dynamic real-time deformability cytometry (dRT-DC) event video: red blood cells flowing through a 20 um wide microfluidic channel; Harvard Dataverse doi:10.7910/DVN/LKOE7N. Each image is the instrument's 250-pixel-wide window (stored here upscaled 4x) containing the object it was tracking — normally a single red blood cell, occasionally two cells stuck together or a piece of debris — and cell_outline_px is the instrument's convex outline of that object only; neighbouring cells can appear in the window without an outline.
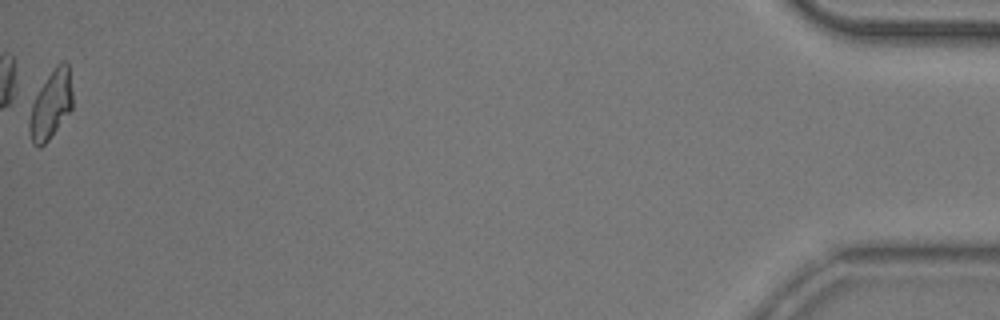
{"species": "common noctule bat (a hibernating species)", "species_latin": "Nyctalus noctula", "temperature_condition": "room temperature", "stored_images_in_passage": 52, "camera_frame_rate_fps": 3000, "um_per_image_px": 0.085, "animal": {"sex": "male", "body_mass_g": 20.5, "forearm_length_mm": 52.5}, "frame": {"image": 1, "passage_image": 52, "time_ms": 17.0, "image_size_px": [1000, 320], "cell_outline_px": [[72, 108], [48, 140], [40, 148], [32, 144], [28, 128], [28, 120], [32, 104], [40, 88], [56, 64], [60, 60], [64, 60], [68, 64], [72, 92]], "centroid_in_image_um": [4.31, 8.91], "position_along_channel_um": 430.9, "area_um2": 17.05}, "authors_computed_cell_mechanics": {"area_um2": 17.8024, "velocity_mm_per_s": 3.8771, "shape_relaxation_time_tau1_ms": 3.6958, "shape_relaxation_time_tau2_ms": 6.2002, "deformation_change_tau1": 0.189, "deformation_change_tau2": 0.142}}